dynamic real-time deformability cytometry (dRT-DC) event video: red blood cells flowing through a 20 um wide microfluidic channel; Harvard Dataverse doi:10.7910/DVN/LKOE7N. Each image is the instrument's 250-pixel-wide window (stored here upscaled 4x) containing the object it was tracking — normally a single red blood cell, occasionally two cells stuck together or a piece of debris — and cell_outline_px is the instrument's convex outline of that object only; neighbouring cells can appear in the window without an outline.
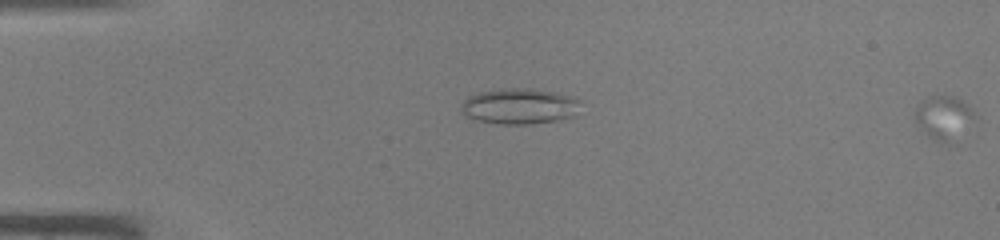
{"species": "common noctule bat (a hibernating species)", "species_latin": "Nyctalus noctula", "temperature_condition": "warm", "stored_images_in_passage": 12, "segment_of_instrument_passage": [2, 2], "camera_frame_rate_fps": 3000, "um_per_image_px": 0.085, "animal": {"sex": "male", "body_mass_g": 19.0, "forearm_length_mm": 50.8}, "frame": {"image": 1, "passage_image": 12, "time_ms": 3.667, "image_size_px": [1000, 240], "cell_outline_px": [[980, 116], [944, 140], [936, 140], [928, 136], [912, 116], [920, 100], [932, 96], [952, 96], [968, 104]], "centroid_in_image_um": [80.18, 9.86], "position_along_channel_um": 4.8, "area_um2": 14.22}}